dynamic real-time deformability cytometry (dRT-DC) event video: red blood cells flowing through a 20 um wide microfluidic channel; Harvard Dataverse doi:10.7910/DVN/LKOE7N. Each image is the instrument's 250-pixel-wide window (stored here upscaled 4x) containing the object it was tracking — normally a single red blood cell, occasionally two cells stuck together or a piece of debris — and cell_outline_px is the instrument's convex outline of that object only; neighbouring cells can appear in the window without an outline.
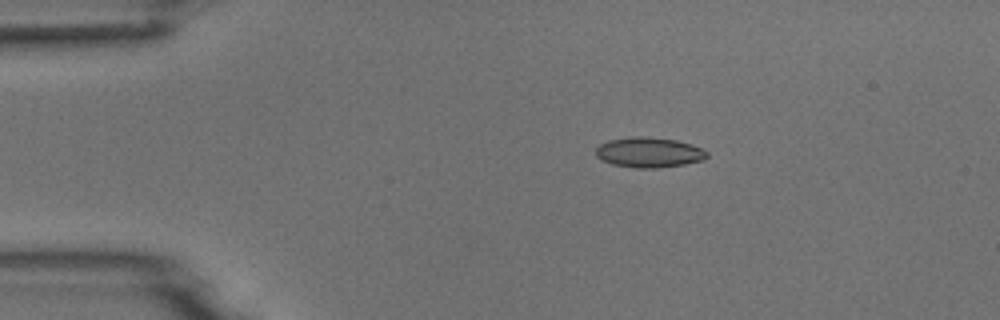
{"species": "common noctule bat (a hibernating species)", "species_latin": "Nyctalus noctula", "temperature_condition": "room temperature", "stored_images_in_passage": 2, "camera_frame_rate_fps": 3000, "um_per_image_px": 0.085, "animal": {"sex": "male", "body_mass_g": 18.8}, "frame": {"image": 1, "passage_image": 1, "time_ms": 0.0, "image_size_px": [1000, 320], "cell_outline_px": [[708, 156], [704, 160], [684, 164], [656, 168], [636, 168], [612, 164], [600, 160], [596, 156], [596, 148], [600, 144], [608, 140], [632, 136], [644, 136], [676, 140], [700, 148], [708, 152]], "centroid_in_image_um": [55.13, 12.95], "position_along_channel_um": 29.9, "area_um2": 19.54}}